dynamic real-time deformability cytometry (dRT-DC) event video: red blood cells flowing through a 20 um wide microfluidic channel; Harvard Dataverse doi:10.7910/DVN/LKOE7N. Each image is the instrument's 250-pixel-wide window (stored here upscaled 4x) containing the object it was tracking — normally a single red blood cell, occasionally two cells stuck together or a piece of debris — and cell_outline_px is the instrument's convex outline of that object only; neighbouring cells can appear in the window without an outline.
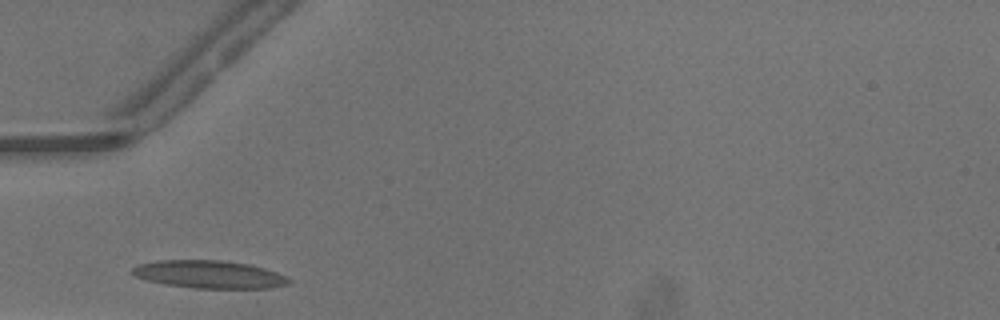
{"species": "common noctule bat (a hibernating species)", "species_latin": "Nyctalus noctula", "temperature_condition": "warm", "stored_images_in_passage": 23, "camera_frame_rate_fps": 3000, "um_per_image_px": 0.085, "animal": {"sex": "male", "body_mass_g": 13.3}, "frame": {"image": 1, "passage_image": 2, "time_ms": 0.333, "image_size_px": [1000, 320], "cell_outline_px": [[292, 280], [288, 284], [268, 288], [196, 288], [168, 284], [148, 280], [136, 276], [128, 272], [132, 268], [140, 264], [160, 260], [220, 260], [248, 264], [264, 268], [288, 276]], "centroid_in_image_um": [17.81, 23.32], "position_along_channel_um": 67.2, "area_um2": 25.14}}
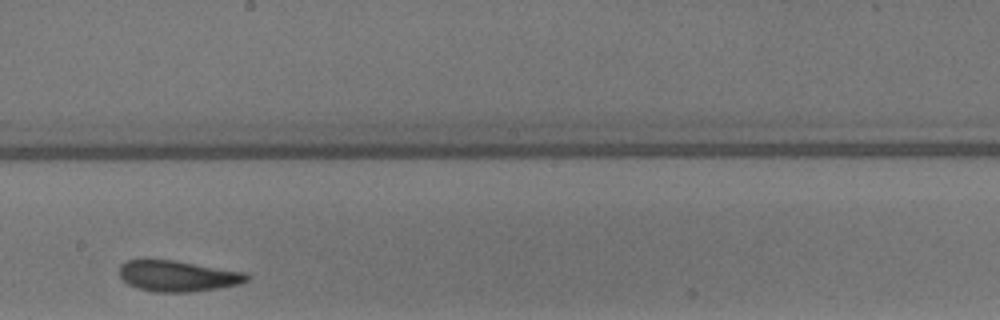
{"frame": {"image": 2, "passage_image": 14, "time_ms": 4.333, "image_size_px": [1000, 320], "cell_outline_px": [[252, 276], [248, 280], [240, 284], [220, 288], [192, 292], [152, 292], [136, 288], [128, 284], [120, 276], [120, 264], [128, 260], [176, 260], [248, 272]], "centroid_in_image_um": [15.18, 23.46], "position_along_channel_um": 233.0, "area_um2": 23.35}}
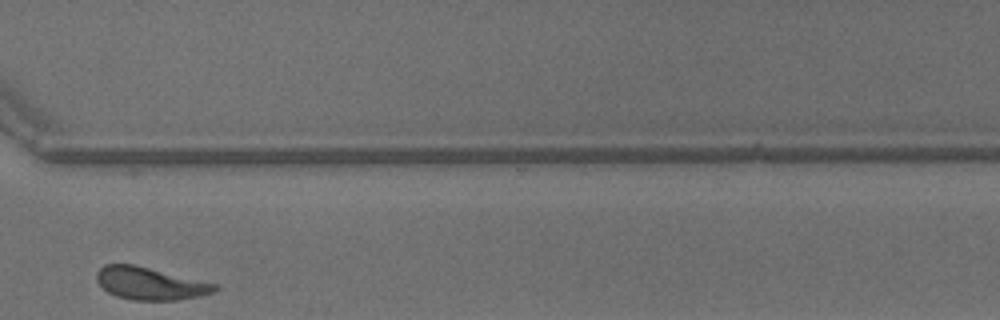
{"frame": {"image": 3, "passage_image": 23, "time_ms": 7.333, "image_size_px": [1000, 320], "cell_outline_px": [[220, 288], [212, 292], [200, 296], [176, 300], [132, 300], [116, 296], [108, 292], [96, 280], [96, 272], [104, 264], [132, 264], [216, 284]], "centroid_in_image_um": [12.72, 24.1], "position_along_channel_um": 357.9, "area_um2": 22.08}}